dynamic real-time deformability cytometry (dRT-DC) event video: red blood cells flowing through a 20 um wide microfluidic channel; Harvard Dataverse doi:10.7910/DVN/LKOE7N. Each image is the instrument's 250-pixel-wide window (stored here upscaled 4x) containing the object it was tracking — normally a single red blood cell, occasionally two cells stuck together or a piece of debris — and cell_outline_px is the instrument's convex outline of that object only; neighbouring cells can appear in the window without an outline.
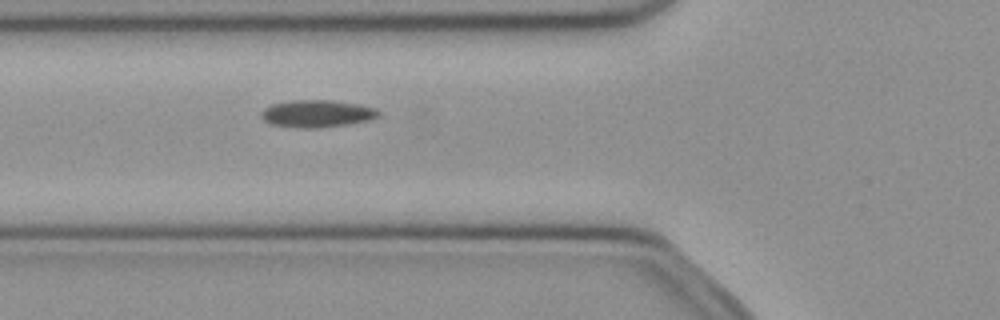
{"species": "common noctule bat (a hibernating species)", "species_latin": "Nyctalus noctula", "temperature_condition": "cold", "stored_images_in_passage": 36, "camera_frame_rate_fps": 3000, "um_per_image_px": 0.085, "animal": {"sex": "female", "body_mass_g": 21.9}, "frame": {"image": 1, "passage_image": 3, "time_ms": 0.667, "image_size_px": [1000, 320], "cell_outline_px": [[380, 116], [368, 120], [348, 124], [316, 128], [300, 128], [272, 124], [264, 120], [260, 116], [260, 112], [264, 108], [272, 104], [292, 100], [332, 100], [356, 104], [376, 108], [380, 112]], "centroid_in_image_um": [26.93, 9.65], "position_along_channel_um": 98.9, "area_um2": 18.61}}
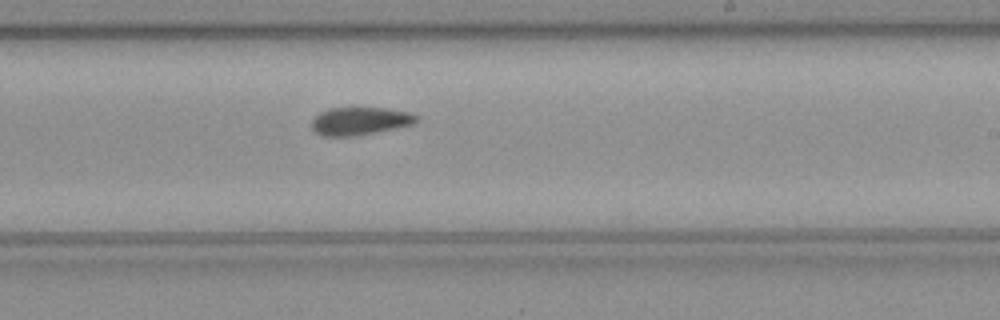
{"frame": {"image": 2, "passage_image": 15, "time_ms": 4.667, "image_size_px": [1000, 320], "cell_outline_px": [[420, 120], [416, 124], [356, 136], [320, 136], [312, 128], [312, 120], [320, 112], [328, 108], [388, 108], [412, 112], [420, 116]], "centroid_in_image_um": [30.67, 10.28], "position_along_channel_um": 258.3, "area_um2": 17.34}}
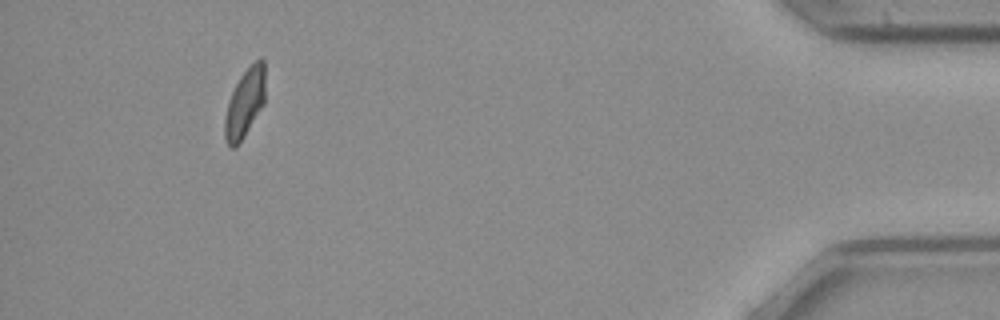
{"frame": {"image": 3, "passage_image": 32, "time_ms": 10.333, "image_size_px": [1000, 320], "cell_outline_px": [[264, 104], [244, 136], [236, 148], [232, 148], [224, 140], [224, 120], [228, 100], [240, 76], [260, 56], [264, 60]], "centroid_in_image_um": [20.79, 8.79], "position_along_channel_um": 414.4, "area_um2": 16.13}}